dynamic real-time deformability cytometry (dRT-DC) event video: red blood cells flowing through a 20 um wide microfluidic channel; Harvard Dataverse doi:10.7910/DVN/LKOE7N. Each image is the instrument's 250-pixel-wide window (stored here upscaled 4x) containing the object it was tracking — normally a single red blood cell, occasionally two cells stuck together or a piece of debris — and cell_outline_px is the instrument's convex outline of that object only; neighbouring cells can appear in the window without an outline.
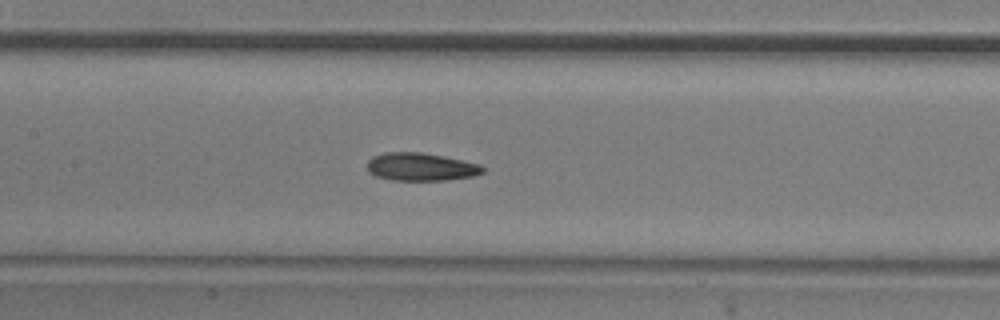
{"species": "common noctule bat (a hibernating species)", "species_latin": "Nyctalus noctula", "temperature_condition": "room temperature", "stored_images_in_passage": 7, "camera_frame_rate_fps": 3000, "um_per_image_px": 0.085, "animal": {"sex": "male", "body_mass_g": 20.5, "forearm_length_mm": 52.5}, "frame": {"image": 1, "passage_image": 7, "time_ms": 2.0, "image_size_px": [1000, 320], "cell_outline_px": [[484, 172], [472, 176], [444, 180], [392, 180], [376, 176], [368, 172], [368, 160], [372, 156], [384, 152], [420, 152], [444, 156], [480, 164], [484, 168]], "centroid_in_image_um": [35.75, 14.17], "position_along_channel_um": 171.7, "area_um2": 18.79}}